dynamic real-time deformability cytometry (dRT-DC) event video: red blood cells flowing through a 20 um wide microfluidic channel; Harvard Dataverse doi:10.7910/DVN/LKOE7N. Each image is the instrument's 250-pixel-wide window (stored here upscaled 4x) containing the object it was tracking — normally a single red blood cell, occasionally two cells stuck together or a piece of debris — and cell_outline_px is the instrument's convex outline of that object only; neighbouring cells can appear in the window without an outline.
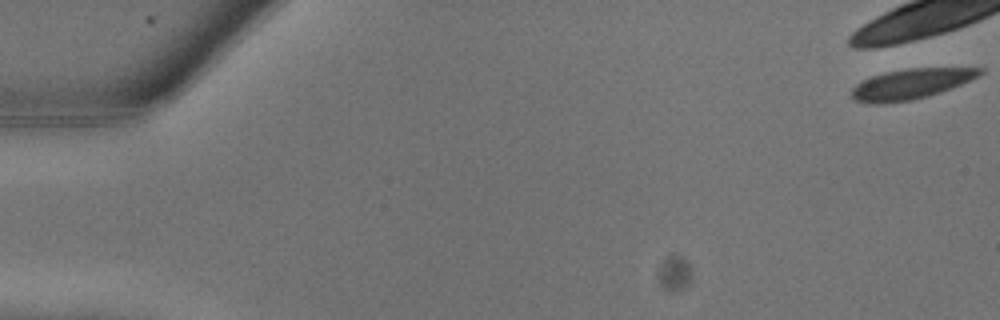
{"species": "common noctule bat (a hibernating species)", "species_latin": "Nyctalus noctula", "temperature_condition": "warm", "stored_images_in_passage": 5, "camera_frame_rate_fps": 3000, "um_per_image_px": 0.085, "animal": {"sex": "male", "body_mass_g": 13.3}, "frame": {"image": 1, "passage_image": 1, "time_ms": 0.0, "image_size_px": [1000, 320], "cell_outline_px": [[984, 72], [980, 76], [952, 88], [928, 96], [912, 100], [884, 104], [868, 104], [852, 100], [852, 88], [856, 84], [872, 76], [888, 72], [908, 68], [984, 68]], "centroid_in_image_um": [77.42, 7.15], "position_along_channel_um": 7.6, "area_um2": 22.72}}